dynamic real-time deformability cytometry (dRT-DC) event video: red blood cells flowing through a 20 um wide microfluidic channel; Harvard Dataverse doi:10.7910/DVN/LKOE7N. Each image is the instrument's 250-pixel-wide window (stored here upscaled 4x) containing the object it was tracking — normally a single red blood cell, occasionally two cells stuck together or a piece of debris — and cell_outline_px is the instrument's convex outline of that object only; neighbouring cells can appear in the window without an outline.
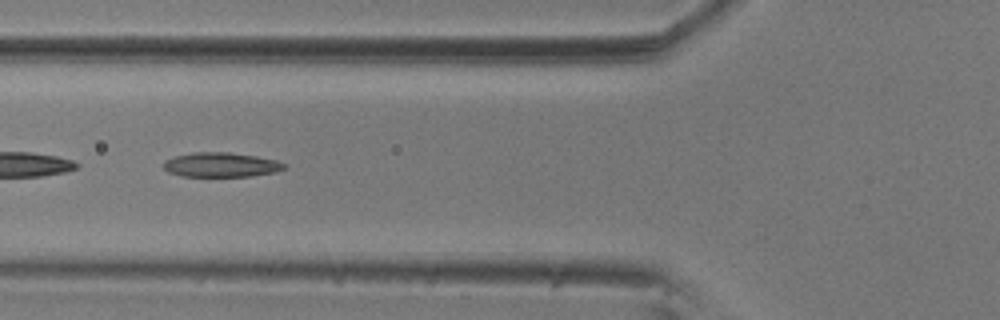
{"species": "common noctule bat (a hibernating species)", "species_latin": "Nyctalus noctula", "temperature_condition": "room temperature", "stored_images_in_passage": 13, "camera_frame_rate_fps": 3000, "um_per_image_px": 0.085, "animal": {"sex": "male", "body_mass_g": 20.5, "forearm_length_mm": 52.5}, "frame": {"image": 1, "passage_image": 4, "time_ms": 1.0, "image_size_px": [1000, 320], "cell_outline_px": [[288, 168], [276, 172], [252, 176], [180, 176], [168, 172], [164, 168], [164, 160], [176, 156], [192, 152], [228, 152], [256, 156], [276, 160], [288, 164]], "centroid_in_image_um": [18.83, 14.01], "position_along_channel_um": 107.0, "area_um2": 17.4}}
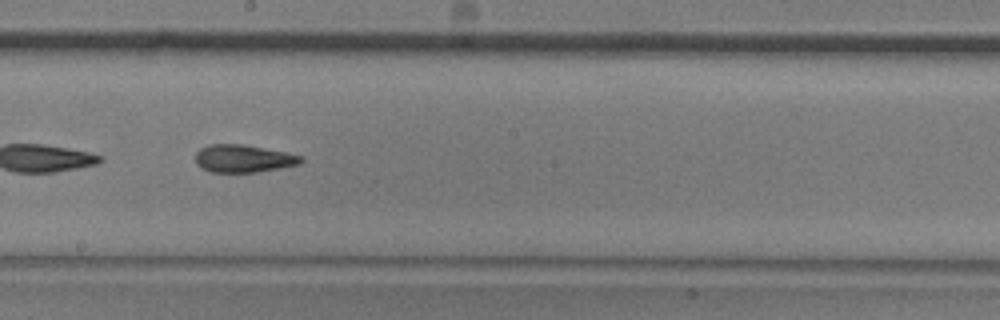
{"frame": {"image": 2, "passage_image": 7, "time_ms": 2.0, "image_size_px": [1000, 320], "cell_outline_px": [[304, 160], [300, 164], [280, 168], [256, 172], [212, 172], [200, 168], [196, 164], [196, 152], [200, 148], [208, 144], [244, 144], [304, 156]], "centroid_in_image_um": [20.68, 13.47], "position_along_channel_um": 227.5, "area_um2": 17.11}}
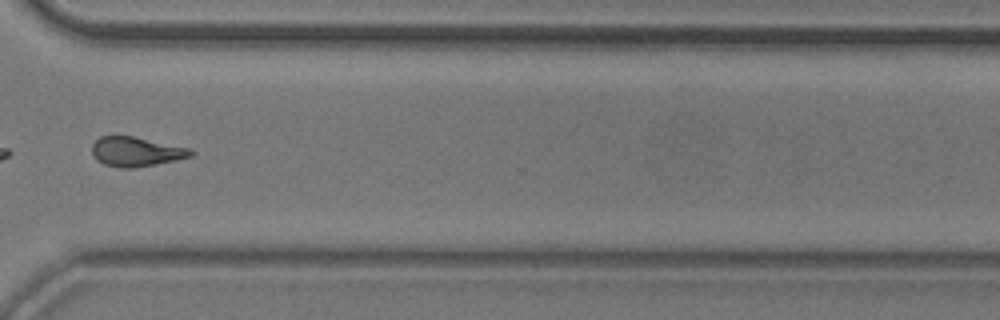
{"frame": {"image": 3, "passage_image": 10, "time_ms": 3.0, "image_size_px": [1000, 320], "cell_outline_px": [[192, 156], [176, 160], [156, 164], [132, 168], [120, 168], [104, 164], [96, 160], [92, 156], [92, 144], [100, 136], [112, 132], [192, 148]], "centroid_in_image_um": [11.5, 12.85], "position_along_channel_um": 359.1, "area_um2": 17.51}}